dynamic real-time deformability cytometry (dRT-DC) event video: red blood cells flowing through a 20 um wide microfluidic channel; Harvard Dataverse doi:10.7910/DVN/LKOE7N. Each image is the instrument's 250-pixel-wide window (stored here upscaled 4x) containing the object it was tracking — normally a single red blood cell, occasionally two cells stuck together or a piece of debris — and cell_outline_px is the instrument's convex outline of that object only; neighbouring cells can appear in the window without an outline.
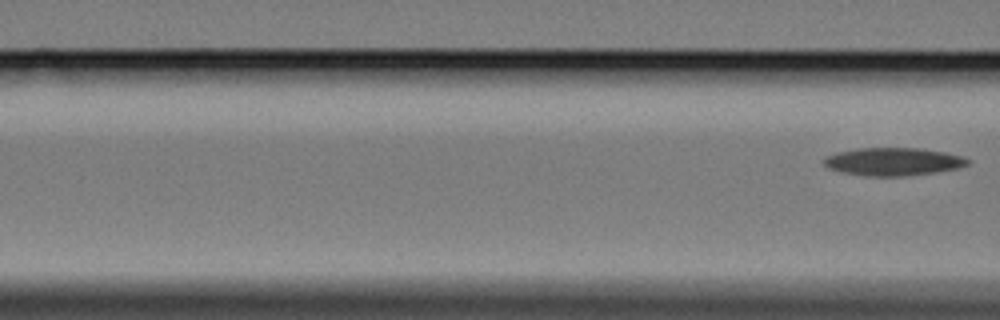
{"species": "Egyptian fruit bat (a non-hibernating species)", "species_latin": "Rousettus aegyptiacus", "temperature_condition": "cold", "stored_images_in_passage": 8, "segment_of_instrument_passage": [2, 2], "camera_frame_rate_fps": 3000, "um_per_image_px": 0.085, "animal": {"sex": "female"}, "frame": {"image": 1, "passage_image": 8, "time_ms": 9.333, "image_size_px": [1000, 320], "cell_outline_px": [[972, 160], [968, 164], [960, 168], [936, 172], [908, 176], [864, 176], [840, 172], [828, 168], [820, 160], [824, 156], [836, 152], [856, 148], [920, 148], [944, 152], [964, 156]], "centroid_in_image_um": [75.9, 13.74], "position_along_channel_um": 90.7, "area_um2": 23.87}}